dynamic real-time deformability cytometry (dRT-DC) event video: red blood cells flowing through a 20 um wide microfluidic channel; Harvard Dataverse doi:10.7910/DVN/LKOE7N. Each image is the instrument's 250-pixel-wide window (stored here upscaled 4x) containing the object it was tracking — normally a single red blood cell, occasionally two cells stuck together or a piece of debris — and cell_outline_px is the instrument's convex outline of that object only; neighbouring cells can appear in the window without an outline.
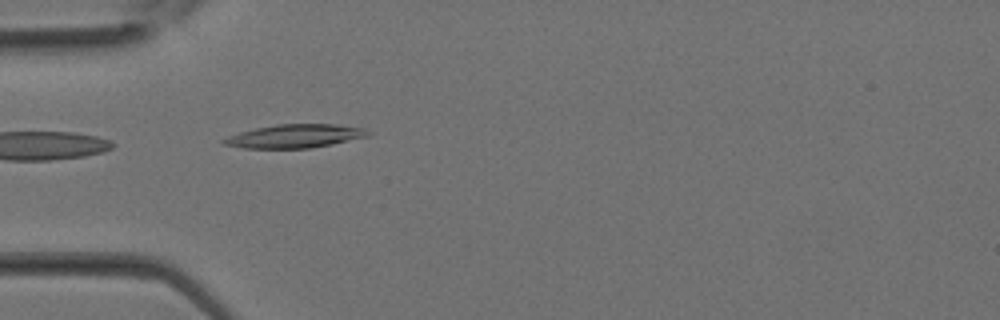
{"species": "Egyptian fruit bat (a non-hibernating species)", "species_latin": "Rousettus aegyptiacus", "temperature_condition": "room temperature", "stored_images_in_passage": 24, "camera_frame_rate_fps": 3000, "um_per_image_px": 0.085, "animal": {"sex": "female"}, "frame": {"image": 1, "passage_image": 1, "time_ms": 0.0, "image_size_px": [1000, 320], "cell_outline_px": [[372, 132], [368, 136], [332, 144], [308, 148], [244, 148], [224, 144], [220, 140], [228, 136], [240, 132], [256, 128], [276, 124], [336, 124], [364, 128]], "centroid_in_image_um": [25.08, 11.56], "position_along_channel_um": 59.9, "area_um2": 19.65}}
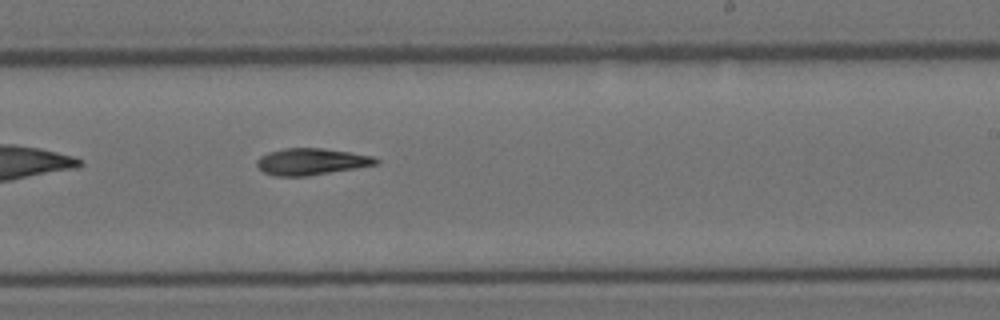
{"frame": {"image": 2, "passage_image": 11, "time_ms": 3.333, "image_size_px": [1000, 320], "cell_outline_px": [[380, 164], [308, 176], [272, 176], [264, 172], [256, 164], [256, 160], [260, 156], [268, 152], [284, 148], [324, 148], [376, 156], [380, 160]], "centroid_in_image_um": [26.5, 13.73], "position_along_channel_um": 262.5, "area_um2": 18.73}}
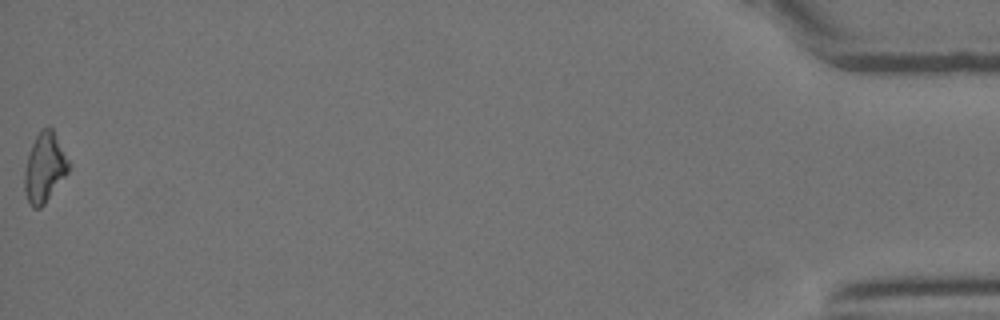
{"frame": {"image": 3, "passage_image": 24, "time_ms": 7.667, "image_size_px": [1000, 320], "cell_outline_px": [[72, 164], [68, 172], [44, 204], [40, 208], [32, 208], [24, 192], [24, 172], [28, 156], [32, 144], [40, 128], [48, 124], [52, 128]], "centroid_in_image_um": [3.8, 14.21], "position_along_channel_um": 431.4, "area_um2": 18.03}}